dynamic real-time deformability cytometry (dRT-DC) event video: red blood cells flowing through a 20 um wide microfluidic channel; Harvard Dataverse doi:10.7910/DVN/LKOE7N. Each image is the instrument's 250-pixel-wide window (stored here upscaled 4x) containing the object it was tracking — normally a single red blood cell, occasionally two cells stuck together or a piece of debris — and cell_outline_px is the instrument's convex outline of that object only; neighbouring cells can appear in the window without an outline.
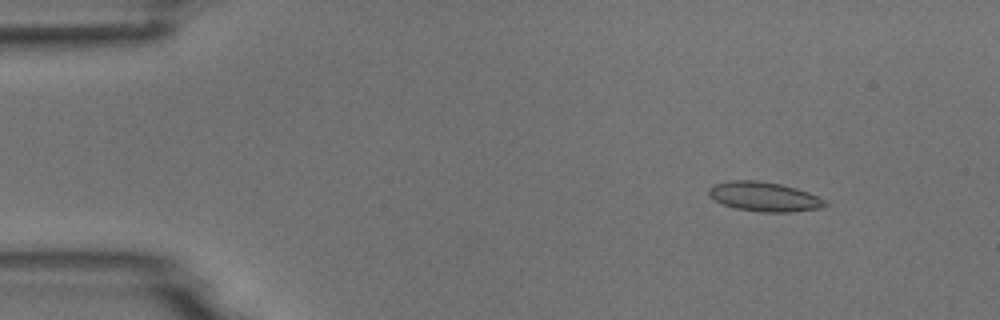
{"species": "common noctule bat (a hibernating species)", "species_latin": "Nyctalus noctula", "temperature_condition": "room temperature", "stored_images_in_passage": 8, "camera_frame_rate_fps": 3000, "um_per_image_px": 0.085, "animal": {"sex": "male", "body_mass_g": 18.8}, "frame": {"image": 1, "passage_image": 2, "time_ms": 1.333, "image_size_px": [1000, 320], "cell_outline_px": [[828, 204], [824, 208], [792, 212], [764, 212], [736, 208], [724, 204], [708, 196], [708, 188], [712, 184], [728, 180], [756, 180], [780, 184], [796, 188], [808, 192], [824, 200]], "centroid_in_image_um": [64.94, 16.71], "position_along_channel_um": 20.1, "area_um2": 20.0}}